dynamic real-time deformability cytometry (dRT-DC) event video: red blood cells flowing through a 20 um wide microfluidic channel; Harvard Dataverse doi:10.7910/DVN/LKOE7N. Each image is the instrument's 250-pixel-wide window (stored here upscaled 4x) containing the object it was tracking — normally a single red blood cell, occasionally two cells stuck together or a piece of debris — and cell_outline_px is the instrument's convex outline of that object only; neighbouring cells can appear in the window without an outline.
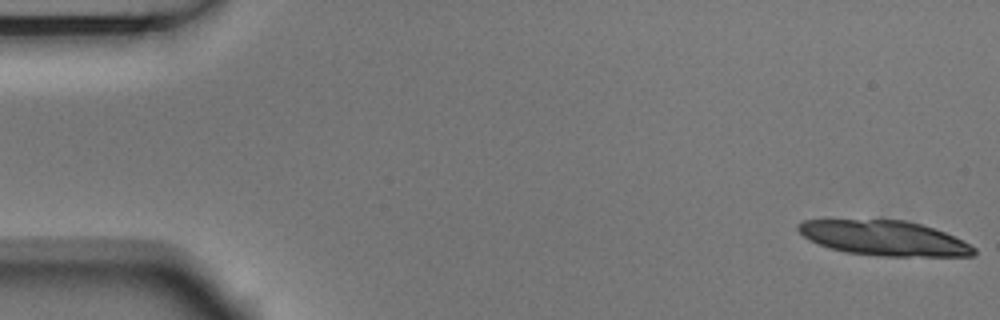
{"species": "Egyptian fruit bat (a non-hibernating species)", "species_latin": "Rousettus aegyptiacus", "temperature_condition": "room temperature", "stored_images_in_passage": 14, "camera_frame_rate_fps": 3000, "um_per_image_px": 0.085, "animal": {"sex": "male"}, "frame": {"image": 1, "passage_image": 1, "time_ms": 0.0, "image_size_px": [1000, 320], "cell_outline_px": [[976, 252], [972, 256], [880, 256], [844, 252], [828, 248], [808, 240], [796, 228], [796, 224], [804, 220], [904, 220], [920, 224], [944, 232], [976, 248]], "centroid_in_image_um": [75.1, 20.24], "position_along_channel_um": 9.9, "area_um2": 35.55}}